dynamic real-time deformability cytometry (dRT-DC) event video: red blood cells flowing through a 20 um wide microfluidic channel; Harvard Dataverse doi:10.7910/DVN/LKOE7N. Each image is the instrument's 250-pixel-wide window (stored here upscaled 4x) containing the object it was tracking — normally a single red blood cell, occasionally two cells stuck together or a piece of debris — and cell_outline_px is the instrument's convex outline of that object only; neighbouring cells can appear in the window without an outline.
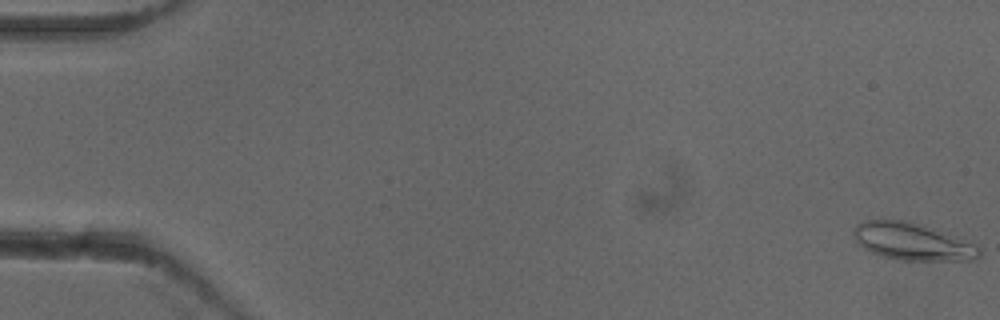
{"species": "common noctule bat (a hibernating species)", "species_latin": "Nyctalus noctula", "temperature_condition": "cold", "stored_images_in_passage": 53, "camera_frame_rate_fps": 3000, "um_per_image_px": 0.085, "animal": {"sex": "female"}, "frame": {"image": 1, "passage_image": 1, "time_ms": 0.0, "image_size_px": [1000, 320], "cell_outline_px": [[980, 256], [976, 260], [900, 260], [884, 256], [872, 252], [856, 244], [852, 232], [856, 224], [864, 220], [908, 220], [924, 224], [976, 244], [980, 248]], "centroid_in_image_um": [77.55, 20.52], "position_along_channel_um": 7.5, "area_um2": 27.57}}
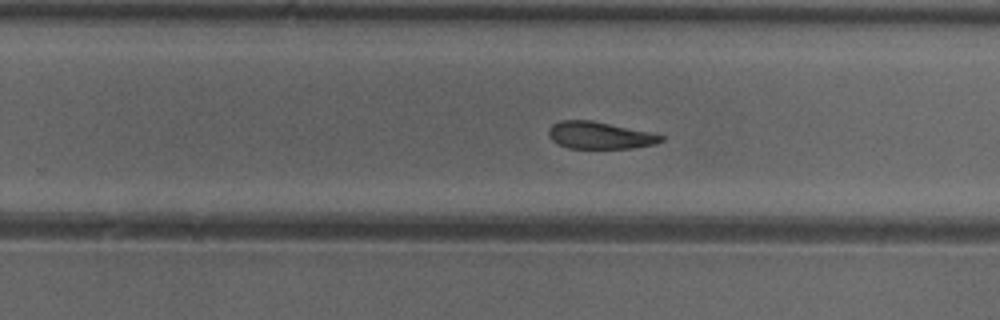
{"frame": {"image": 2, "passage_image": 34, "time_ms": 11.0, "image_size_px": [1000, 320], "cell_outline_px": [[664, 140], [656, 144], [632, 148], [568, 148], [552, 140], [548, 136], [548, 128], [552, 124], [560, 120], [592, 120], [652, 132], [664, 136]], "centroid_in_image_um": [50.99, 11.49], "position_along_channel_um": 278.8, "area_um2": 17.92}}
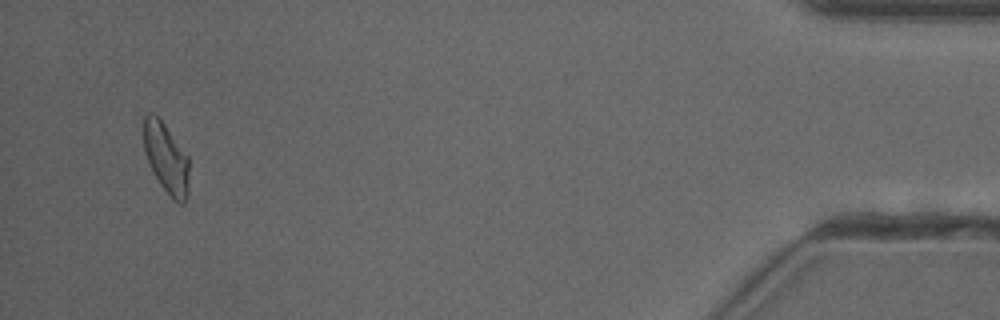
{"frame": {"image": 3, "passage_image": 51, "time_ms": 16.667, "image_size_px": [1000, 320], "cell_outline_px": [[188, 196], [184, 204], [180, 204], [172, 200], [160, 184], [148, 164], [144, 152], [144, 116], [148, 112], [152, 112], [164, 124], [188, 156]], "centroid_in_image_um": [14.12, 13.48], "position_along_channel_um": 421.1, "area_um2": 18.61}, "authors_computed_cell_mechanics": {"area_um2": 19.3052, "velocity_mm_per_s": 3.9191, "shape_relaxation_time_tau1_ms": null, "shape_relaxation_time_tau2_ms": 4.176, "deformation_change_tau1": null, "deformation_change_tau2": 0.1036}}